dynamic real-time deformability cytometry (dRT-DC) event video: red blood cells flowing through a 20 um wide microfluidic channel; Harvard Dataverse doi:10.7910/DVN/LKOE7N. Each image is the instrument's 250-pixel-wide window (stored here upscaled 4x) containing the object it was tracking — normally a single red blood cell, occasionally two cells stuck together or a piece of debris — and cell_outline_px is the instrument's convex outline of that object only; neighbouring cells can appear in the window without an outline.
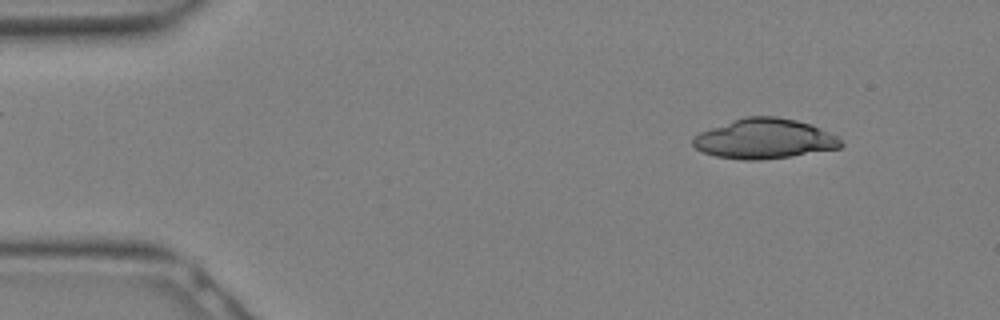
{"species": "Egyptian fruit bat (a non-hibernating species)", "species_latin": "Rousettus aegyptiacus", "temperature_condition": "warm", "stored_images_in_passage": 10, "camera_frame_rate_fps": 3000, "um_per_image_px": 0.085, "animal": {"sex": "female"}, "frame": {"image": 1, "passage_image": 3, "time_ms": 0.667, "image_size_px": [1000, 320], "cell_outline_px": [[844, 144], [840, 148], [788, 156], [756, 160], [744, 160], [716, 156], [704, 152], [696, 148], [692, 144], [692, 140], [700, 132], [744, 116], [776, 116], [796, 120], [812, 124], [836, 136]], "centroid_in_image_um": [64.98, 11.78], "position_along_channel_um": 20.0, "area_um2": 34.04}}